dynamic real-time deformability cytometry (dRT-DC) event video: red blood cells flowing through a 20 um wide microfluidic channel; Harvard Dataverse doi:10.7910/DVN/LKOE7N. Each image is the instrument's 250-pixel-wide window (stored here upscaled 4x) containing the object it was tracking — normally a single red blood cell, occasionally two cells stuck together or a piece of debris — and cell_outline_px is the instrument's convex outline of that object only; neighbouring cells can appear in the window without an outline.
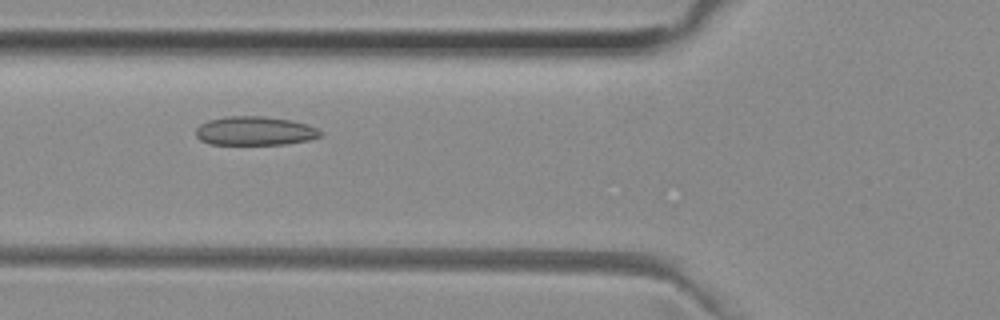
{"species": "common noctule bat (a hibernating species)", "species_latin": "Nyctalus noctula", "temperature_condition": "room temperature", "stored_images_in_passage": 17, "camera_frame_rate_fps": 3000, "um_per_image_px": 0.085, "animal": {"sex": "female", "body_mass_g": 29.2, "forearm_length_mm": 56.3}, "frame": {"image": 1, "passage_image": 12, "time_ms": 3.667, "image_size_px": [1000, 320], "cell_outline_px": [[320, 136], [308, 140], [284, 144], [208, 144], [200, 140], [196, 136], [196, 128], [200, 124], [208, 120], [228, 116], [264, 116], [292, 120], [308, 124], [316, 128], [320, 132]], "centroid_in_image_um": [21.63, 11.12], "position_along_channel_um": 104.2, "area_um2": 20.92}}
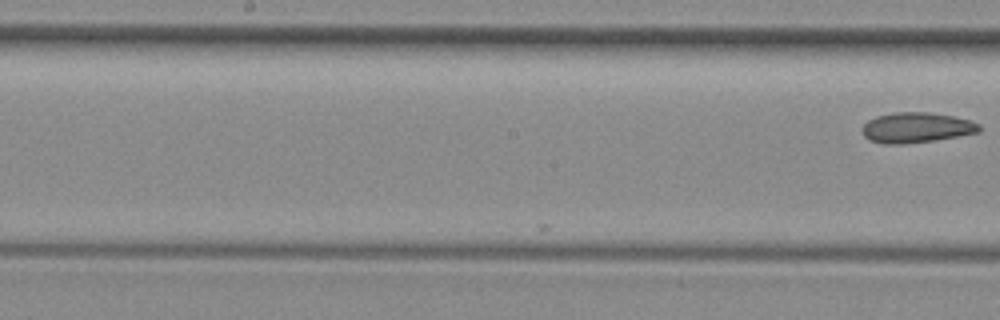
{"frame": {"image": 2, "passage_image": 17, "time_ms": 5.333, "image_size_px": [1000, 320], "cell_outline_px": [[980, 132], [932, 140], [900, 144], [884, 144], [868, 140], [864, 136], [860, 128], [868, 120], [876, 116], [892, 112], [928, 112], [956, 116], [980, 124]], "centroid_in_image_um": [77.84, 10.83], "position_along_channel_um": 170.4, "area_um2": 20.69}}